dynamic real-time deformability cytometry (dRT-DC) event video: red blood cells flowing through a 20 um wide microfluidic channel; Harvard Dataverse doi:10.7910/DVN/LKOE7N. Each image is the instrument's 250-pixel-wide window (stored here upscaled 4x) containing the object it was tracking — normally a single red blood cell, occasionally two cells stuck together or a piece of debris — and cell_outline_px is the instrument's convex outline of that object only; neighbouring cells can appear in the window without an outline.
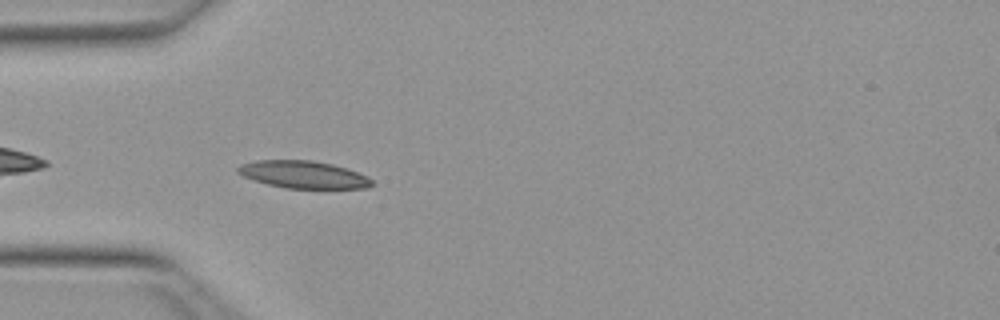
{"species": "Egyptian fruit bat (a non-hibernating species)", "species_latin": "Rousettus aegyptiacus", "temperature_condition": "warm", "stored_images_in_passage": 38, "camera_frame_rate_fps": 3000, "um_per_image_px": 0.085, "animal": {"sex": "female"}, "frame": {"image": 1, "passage_image": 2, "time_ms": 0.333, "image_size_px": [1000, 320], "cell_outline_px": [[372, 184], [368, 188], [284, 188], [252, 180], [236, 172], [236, 168], [240, 164], [256, 160], [312, 160], [332, 164], [368, 176], [372, 180]], "centroid_in_image_um": [25.74, 14.83], "position_along_channel_um": 59.3, "area_um2": 21.33}}
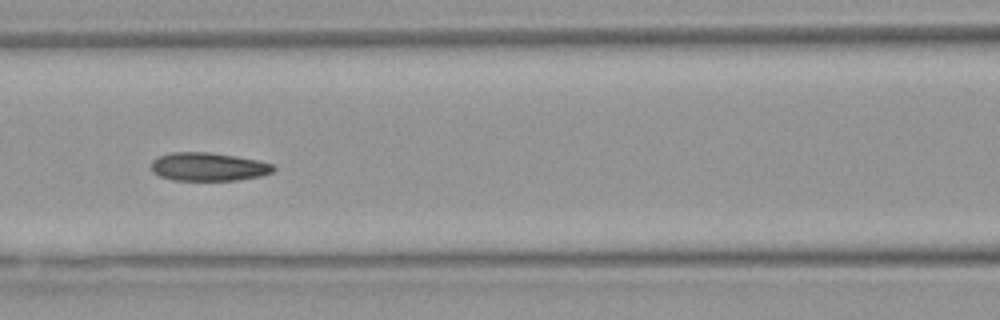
{"frame": {"image": 2, "passage_image": 9, "time_ms": 2.667, "image_size_px": [1000, 320], "cell_outline_px": [[276, 168], [272, 172], [260, 176], [236, 180], [172, 180], [160, 176], [152, 172], [152, 160], [160, 156], [172, 152], [212, 152], [236, 156], [256, 160], [272, 164]], "centroid_in_image_um": [17.7, 14.17], "position_along_channel_um": 148.9, "area_um2": 20.11}}
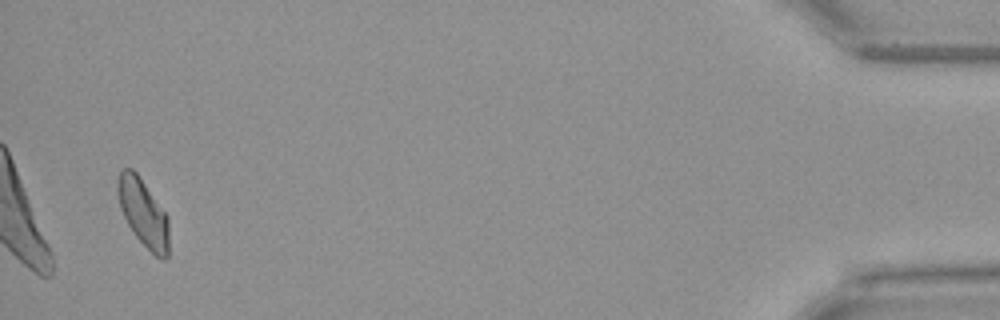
{"frame": {"image": 3, "passage_image": 36, "time_ms": 11.667, "image_size_px": [1000, 320], "cell_outline_px": [[168, 256], [164, 260], [160, 260], [136, 236], [128, 224], [120, 208], [116, 192], [116, 180], [120, 172], [124, 168], [132, 168], [136, 172], [168, 216]], "centroid_in_image_um": [12.16, 18.07], "position_along_channel_um": 423.0, "area_um2": 20.06}, "authors_computed_cell_mechanics": {"area_um2": 20.519, "velocity_mm_per_s": 3.9819, "shape_relaxation_time_tau1_ms": 4.0497, "shape_relaxation_time_tau2_ms": 3.1758, "deformation_change_tau1": 0.1373, "deformation_change_tau2": 0.0876}}